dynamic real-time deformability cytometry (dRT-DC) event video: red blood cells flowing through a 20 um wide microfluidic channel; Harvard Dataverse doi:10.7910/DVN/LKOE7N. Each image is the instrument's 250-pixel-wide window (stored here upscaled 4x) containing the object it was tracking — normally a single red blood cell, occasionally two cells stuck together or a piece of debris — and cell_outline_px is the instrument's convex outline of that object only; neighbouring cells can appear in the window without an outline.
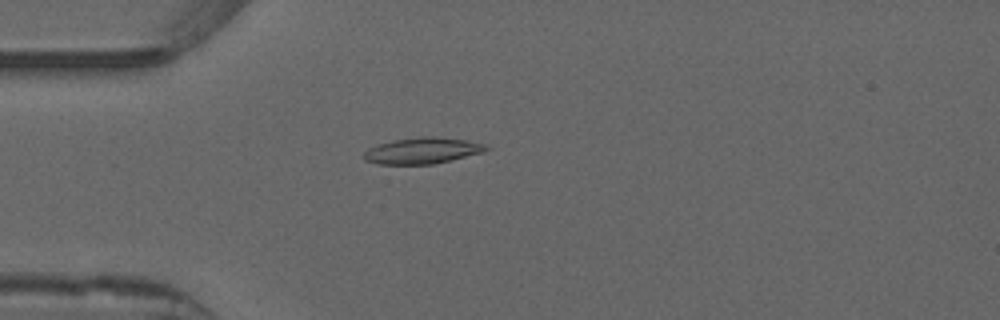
{"species": "common noctule bat (a hibernating species)", "species_latin": "Nyctalus noctula", "temperature_condition": "warm", "stored_images_in_passage": 50, "camera_frame_rate_fps": 3000, "um_per_image_px": 0.085, "animal": {"sex": "male", "forearm_length_mm": 52.5}, "frame": {"image": 1, "passage_image": 14, "time_ms": 4.333, "image_size_px": [1000, 320], "cell_outline_px": [[492, 148], [484, 152], [432, 164], [380, 164], [364, 160], [364, 152], [368, 148], [392, 140], [420, 136], [436, 136], [468, 140], [484, 144]], "centroid_in_image_um": [35.93, 12.79], "position_along_channel_um": 49.1, "area_um2": 18.67}}
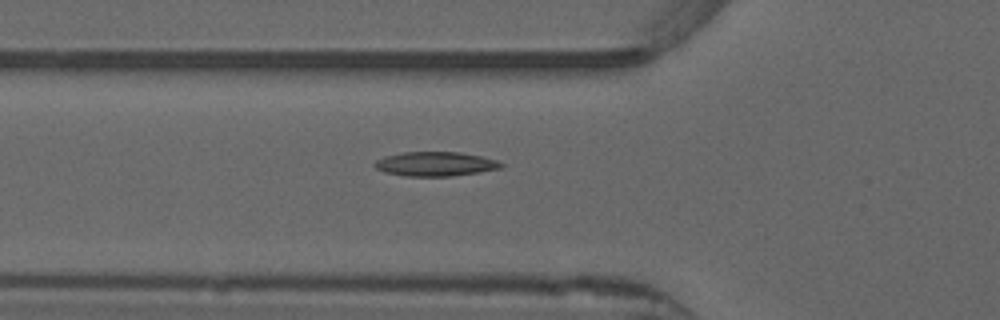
{"frame": {"image": 2, "passage_image": 18, "time_ms": 5.667, "image_size_px": [1000, 320], "cell_outline_px": [[504, 168], [480, 172], [452, 176], [404, 176], [384, 172], [376, 168], [372, 164], [376, 160], [384, 156], [404, 152], [460, 152], [480, 156], [496, 160], [504, 164]], "centroid_in_image_um": [37.01, 13.94], "position_along_channel_um": 88.8, "area_um2": 18.03}}
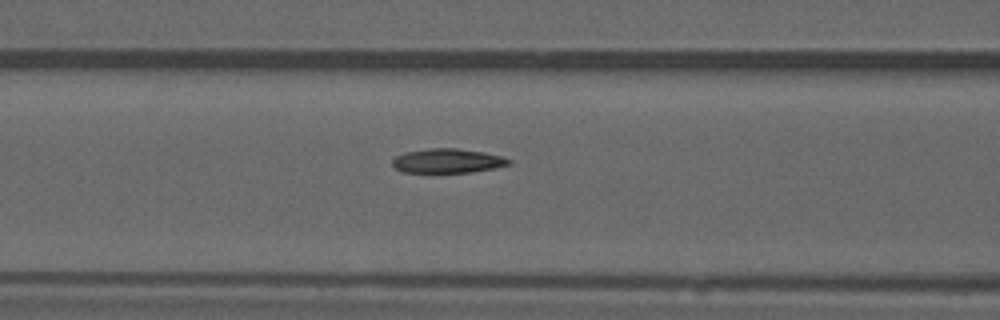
{"frame": {"image": 3, "passage_image": 21, "time_ms": 6.667, "image_size_px": [1000, 320], "cell_outline_px": [[512, 164], [496, 168], [472, 172], [404, 172], [396, 168], [392, 164], [392, 160], [396, 156], [404, 152], [428, 148], [456, 148], [484, 152], [500, 156], [512, 160]], "centroid_in_image_um": [38.07, 13.66], "position_along_channel_um": 128.5, "area_um2": 16.53}}